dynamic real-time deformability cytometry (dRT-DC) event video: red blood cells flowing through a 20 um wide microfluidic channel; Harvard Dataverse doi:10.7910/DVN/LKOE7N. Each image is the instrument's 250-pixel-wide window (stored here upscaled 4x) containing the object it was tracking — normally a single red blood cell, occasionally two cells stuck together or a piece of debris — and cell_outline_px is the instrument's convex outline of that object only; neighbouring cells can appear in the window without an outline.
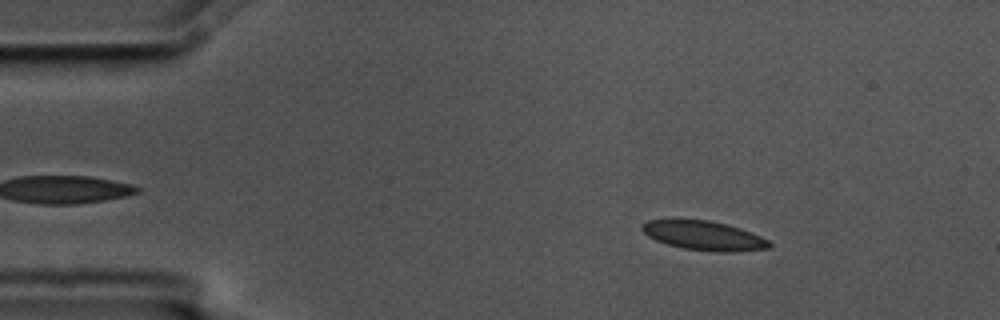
{"species": "common noctule bat (a hibernating species)", "species_latin": "Nyctalus noctula", "temperature_condition": "cold", "stored_images_in_passage": 4, "camera_frame_rate_fps": 3000, "um_per_image_px": 0.085, "animal": {"sex": "male", "body_mass_g": 17.5, "forearm_length_mm": 52.3}, "frame": {"image": 1, "passage_image": 2, "time_ms": 0.333, "image_size_px": [1000, 320], "cell_outline_px": [[772, 248], [740, 252], [716, 252], [684, 248], [668, 244], [656, 240], [648, 236], [640, 228], [640, 224], [648, 220], [708, 220], [728, 224], [740, 228], [760, 236], [768, 240], [772, 244]], "centroid_in_image_um": [59.87, 20.04], "position_along_channel_um": 25.1, "area_um2": 21.73}}